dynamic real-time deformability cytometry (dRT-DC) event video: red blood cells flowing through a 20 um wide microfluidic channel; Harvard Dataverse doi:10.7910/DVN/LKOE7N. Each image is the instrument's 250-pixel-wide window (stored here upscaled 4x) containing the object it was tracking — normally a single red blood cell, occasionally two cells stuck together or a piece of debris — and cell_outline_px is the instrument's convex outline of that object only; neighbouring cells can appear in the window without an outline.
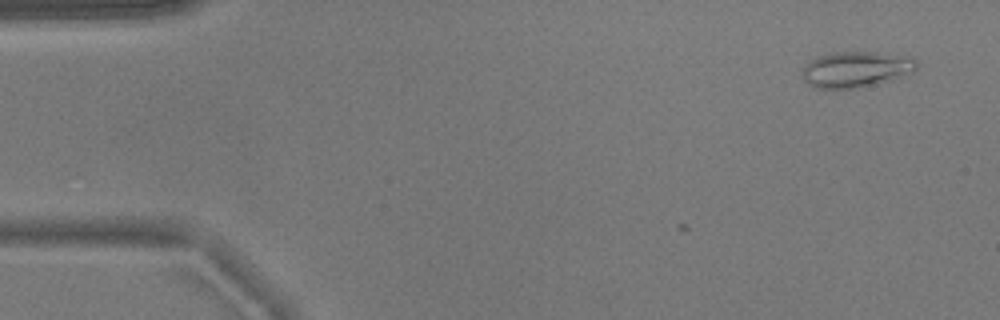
{"species": "common noctule bat (a hibernating species)", "species_latin": "Nyctalus noctula", "temperature_condition": "warm", "stored_images_in_passage": 6, "camera_frame_rate_fps": 3000, "um_per_image_px": 0.085, "animal": {"sex": "male", "body_mass_g": 17.9}, "frame": {"image": 1, "passage_image": 1, "time_ms": 0.0, "image_size_px": [1000, 320], "cell_outline_px": [[920, 64], [916, 68], [896, 76], [872, 84], [856, 88], [816, 88], [808, 84], [804, 80], [800, 72], [816, 56], [832, 52], [876, 52], [916, 60]], "centroid_in_image_um": [72.62, 5.88], "position_along_channel_um": 12.4, "area_um2": 22.95}}